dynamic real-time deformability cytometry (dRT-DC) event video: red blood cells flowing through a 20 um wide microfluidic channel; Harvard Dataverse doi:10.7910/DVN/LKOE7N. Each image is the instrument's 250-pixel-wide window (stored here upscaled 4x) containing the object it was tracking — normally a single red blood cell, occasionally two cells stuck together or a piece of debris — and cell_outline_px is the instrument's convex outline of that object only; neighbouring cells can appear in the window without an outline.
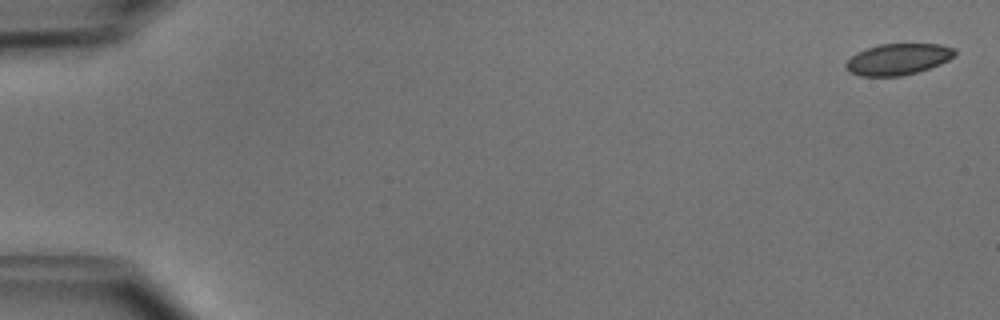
{"species": "common noctule bat (a hibernating species)", "species_latin": "Nyctalus noctula", "temperature_condition": "cold", "stored_images_in_passage": 50, "camera_frame_rate_fps": 3000, "um_per_image_px": 0.085, "animal": {"sex": "male", "body_mass_g": 15.6}, "frame": {"image": 1, "passage_image": 1, "time_ms": 0.0, "image_size_px": [1000, 320], "cell_outline_px": [[956, 56], [940, 64], [916, 72], [900, 76], [860, 76], [848, 72], [844, 68], [844, 64], [856, 52], [880, 44], [940, 44], [956, 48]], "centroid_in_image_um": [76.32, 5.03], "position_along_channel_um": 8.7, "area_um2": 19.94}}
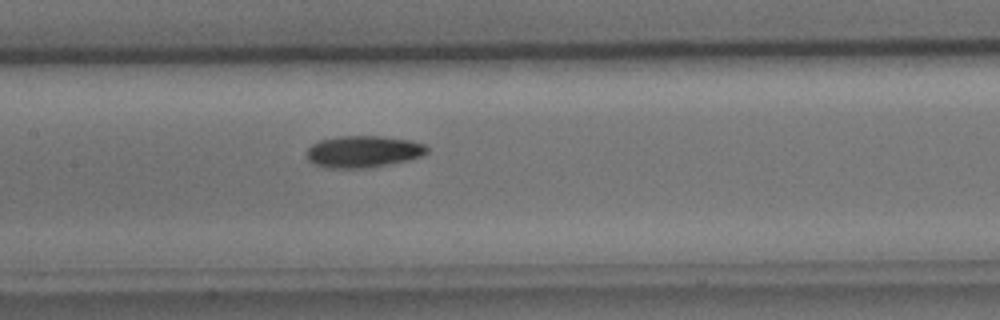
{"frame": {"image": 2, "passage_image": 25, "time_ms": 8.0, "image_size_px": [1000, 320], "cell_outline_px": [[428, 152], [420, 156], [408, 160], [364, 168], [328, 168], [316, 164], [308, 160], [308, 148], [312, 144], [320, 140], [340, 136], [380, 136], [408, 140], [424, 144], [428, 148]], "centroid_in_image_um": [30.87, 12.88], "position_along_channel_um": 176.5, "area_um2": 21.96}}
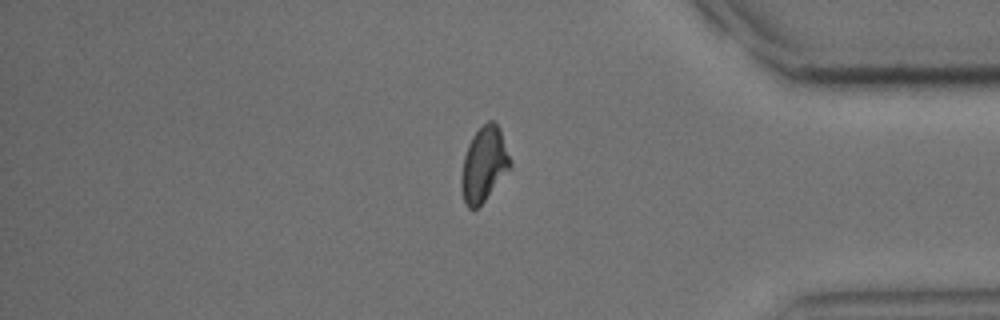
{"frame": {"image": 3, "passage_image": 43, "time_ms": 14.0, "image_size_px": [1000, 320], "cell_outline_px": [[512, 168], [484, 200], [476, 208], [468, 208], [464, 200], [460, 188], [460, 176], [464, 156], [468, 144], [472, 136], [488, 120], [492, 120], [500, 128], [512, 160]], "centroid_in_image_um": [41.15, 13.96], "position_along_channel_um": 394.0, "area_um2": 21.44}, "authors_computed_cell_mechanics": {"area_um2": 21.4438, "velocity_mm_per_s": 3.9745, "shape_relaxation_time_tau1_ms": 3.3599, "shape_relaxation_time_tau2_ms": 8.9937, "deformation_change_tau1": 0.1123, "deformation_change_tau2": 0.1517}}